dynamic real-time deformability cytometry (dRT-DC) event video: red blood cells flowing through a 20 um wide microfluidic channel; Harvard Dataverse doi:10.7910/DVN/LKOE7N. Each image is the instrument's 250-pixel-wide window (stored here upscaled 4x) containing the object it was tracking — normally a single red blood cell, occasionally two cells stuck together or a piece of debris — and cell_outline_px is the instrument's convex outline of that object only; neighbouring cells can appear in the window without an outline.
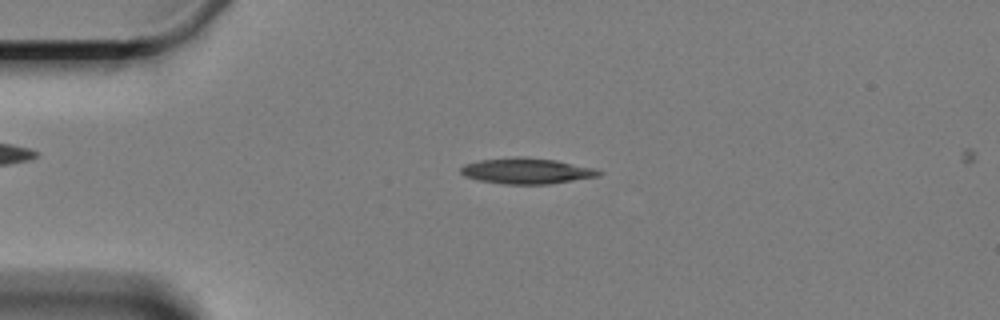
{"species": "Egyptian fruit bat (a non-hibernating species)", "species_latin": "Rousettus aegyptiacus", "temperature_condition": "cold", "stored_images_in_passage": 59, "camera_frame_rate_fps": 3000, "um_per_image_px": 0.085, "animal": {"sex": "female"}, "frame": {"image": 1, "passage_image": 13, "time_ms": 4.0, "image_size_px": [1000, 320], "cell_outline_px": [[604, 172], [600, 176], [548, 184], [504, 184], [476, 180], [464, 176], [460, 172], [460, 168], [464, 164], [480, 160], [516, 156], [520, 156], [556, 160], [592, 168]], "centroid_in_image_um": [44.72, 14.53], "position_along_channel_um": 40.3, "area_um2": 20.81}}
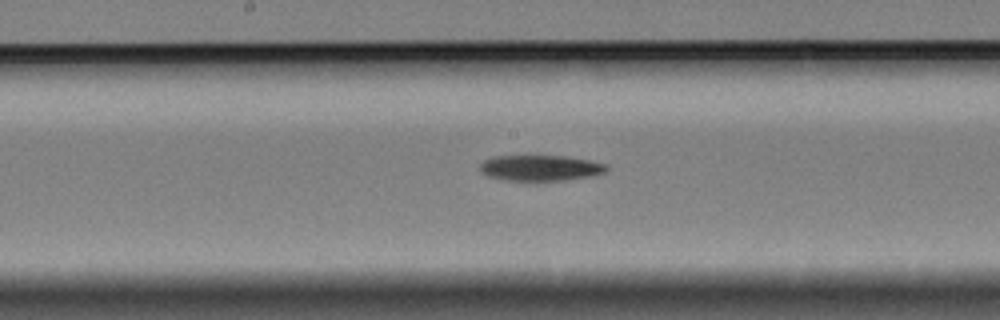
{"frame": {"image": 2, "passage_image": 30, "time_ms": 9.667, "image_size_px": [1000, 320], "cell_outline_px": [[608, 168], [604, 172], [596, 176], [568, 180], [500, 180], [488, 176], [480, 172], [480, 164], [484, 160], [492, 156], [564, 156], [588, 160], [608, 164]], "centroid_in_image_um": [45.94, 14.28], "position_along_channel_um": 202.3, "area_um2": 19.13}}
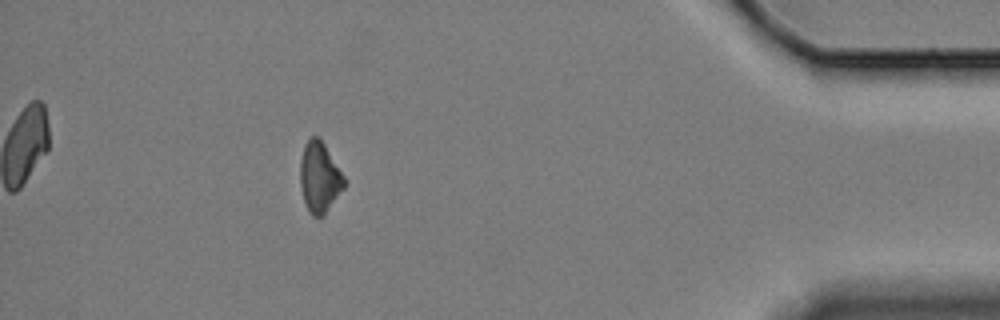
{"frame": {"image": 3, "passage_image": 53, "time_ms": 17.333, "image_size_px": [1000, 320], "cell_outline_px": [[344, 188], [324, 216], [312, 216], [308, 212], [304, 204], [300, 184], [300, 160], [304, 144], [312, 136], [320, 136], [344, 176]], "centroid_in_image_um": [27.14, 15.08], "position_along_channel_um": 408.1, "area_um2": 18.32}, "authors_computed_cell_mechanics": {"area_um2": 19.4786, "velocity_mm_per_s": 3.3209, "shape_relaxation_time_tau1_ms": 5.2315, "shape_relaxation_time_tau2_ms": null, "deformation_change_tau1": 0.1132, "deformation_change_tau2": null}}